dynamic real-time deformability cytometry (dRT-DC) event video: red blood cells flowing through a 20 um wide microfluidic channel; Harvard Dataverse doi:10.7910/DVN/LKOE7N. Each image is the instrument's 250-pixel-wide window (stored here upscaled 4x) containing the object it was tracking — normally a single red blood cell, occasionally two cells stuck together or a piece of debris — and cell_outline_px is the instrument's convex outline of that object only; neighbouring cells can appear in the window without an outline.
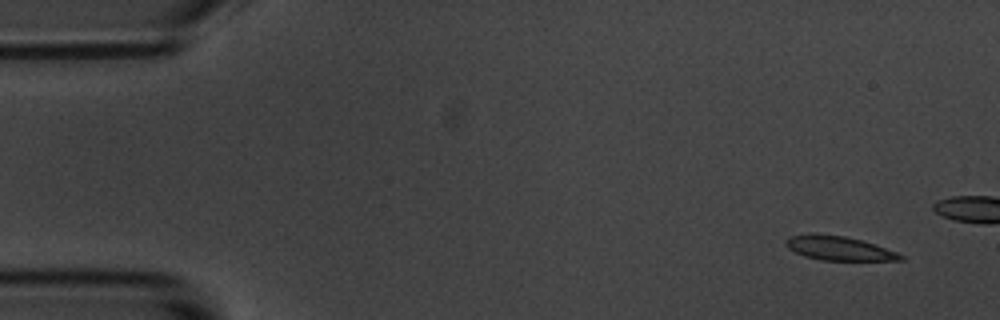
{"species": "common noctule bat (a hibernating species)", "species_latin": "Nyctalus noctula", "temperature_condition": "room temperature", "stored_images_in_passage": 5, "camera_frame_rate_fps": 3000, "um_per_image_px": 0.085, "animal": {"sex": "male", "body_mass_g": 20.1, "forearm_length_mm": 53.5}, "frame": {"image": 1, "passage_image": 1, "time_ms": 0.0, "image_size_px": [1000, 320], "cell_outline_px": [[904, 260], [820, 260], [804, 256], [788, 248], [784, 244], [788, 236], [812, 232], [816, 232], [844, 236], [860, 240], [896, 252], [904, 256]], "centroid_in_image_um": [71.21, 21.08], "position_along_channel_um": 13.8, "area_um2": 16.13}}